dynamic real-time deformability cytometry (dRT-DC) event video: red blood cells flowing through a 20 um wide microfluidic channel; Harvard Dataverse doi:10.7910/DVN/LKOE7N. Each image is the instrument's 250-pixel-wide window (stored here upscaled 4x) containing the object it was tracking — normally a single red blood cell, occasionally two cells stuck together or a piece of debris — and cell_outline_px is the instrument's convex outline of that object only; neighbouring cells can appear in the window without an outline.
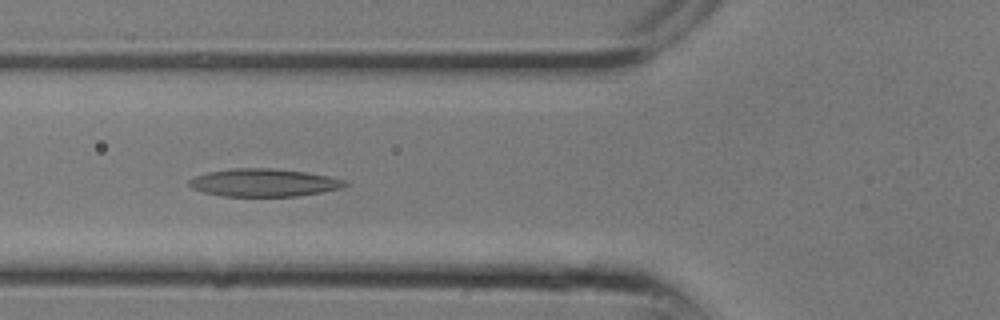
{"species": "common noctule bat (a hibernating species)", "species_latin": "Nyctalus noctula", "temperature_condition": "room temperature", "stored_images_in_passage": 18, "camera_frame_rate_fps": 3000, "um_per_image_px": 0.085, "animal": {"sex": "male", "body_mass_g": 13.3}, "frame": {"image": 1, "passage_image": 9, "time_ms": 2.667, "image_size_px": [1000, 320], "cell_outline_px": [[348, 184], [344, 188], [296, 196], [224, 196], [204, 192], [192, 188], [188, 184], [188, 180], [196, 176], [208, 172], [232, 168], [272, 168], [304, 172], [328, 176], [348, 180]], "centroid_in_image_um": [22.45, 15.52], "position_along_channel_um": 103.4, "area_um2": 25.2}}
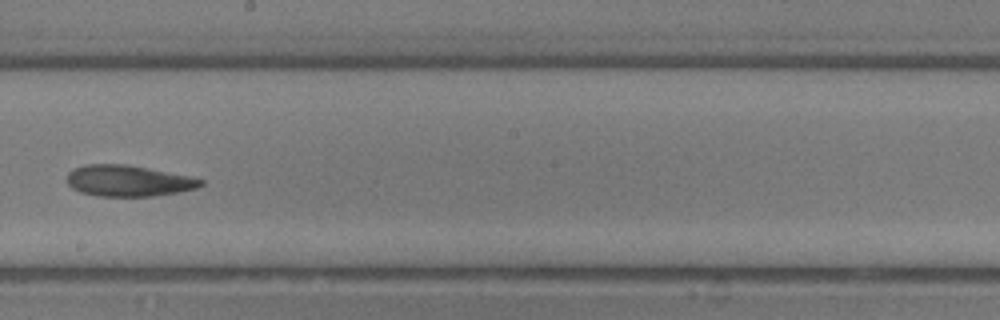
{"frame": {"image": 2, "passage_image": 14, "time_ms": 4.333, "image_size_px": [1000, 320], "cell_outline_px": [[204, 184], [196, 188], [176, 192], [152, 196], [100, 196], [80, 192], [72, 188], [68, 184], [68, 172], [72, 168], [84, 164], [128, 164], [188, 176], [204, 180]], "centroid_in_image_um": [10.87, 15.36], "position_along_channel_um": 237.3, "area_um2": 24.16}}
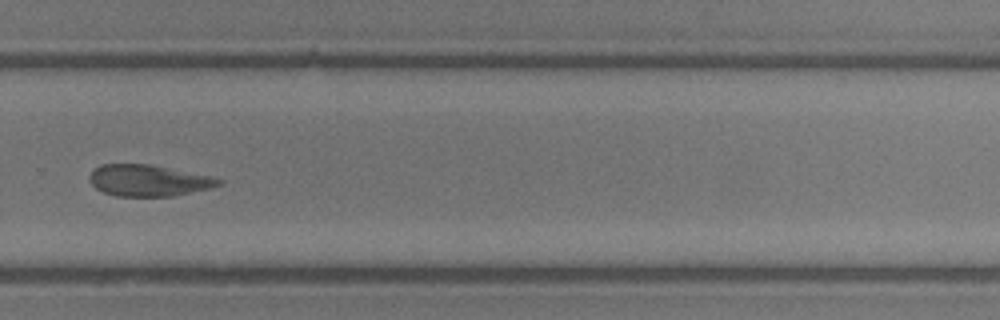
{"frame": {"image": 3, "passage_image": 17, "time_ms": 5.333, "image_size_px": [1000, 320], "cell_outline_px": [[224, 184], [212, 188], [172, 196], [116, 196], [104, 192], [96, 188], [88, 180], [88, 176], [100, 164], [148, 164], [208, 176], [224, 180]], "centroid_in_image_um": [12.61, 15.35], "position_along_channel_um": 317.2, "area_um2": 23.47}}